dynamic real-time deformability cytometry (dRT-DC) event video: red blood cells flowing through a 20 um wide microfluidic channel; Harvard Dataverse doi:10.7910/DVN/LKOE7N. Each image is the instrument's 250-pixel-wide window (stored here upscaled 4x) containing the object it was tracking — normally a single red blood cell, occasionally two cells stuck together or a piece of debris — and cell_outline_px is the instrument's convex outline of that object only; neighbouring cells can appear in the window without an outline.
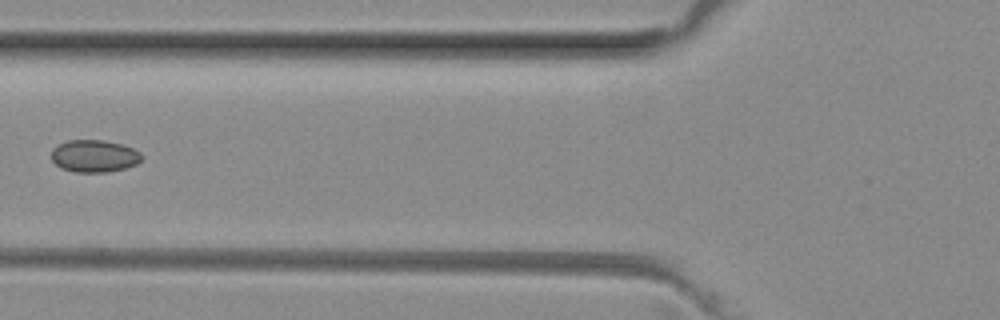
{"species": "common noctule bat (a hibernating species)", "species_latin": "Nyctalus noctula", "temperature_condition": "room temperature", "stored_images_in_passage": 3, "camera_frame_rate_fps": 3000, "um_per_image_px": 0.085, "animal": {"sex": "female", "body_mass_g": 29.2, "forearm_length_mm": 56.3}, "frame": {"image": 1, "passage_image": 2, "time_ms": 0.333, "image_size_px": [1000, 320], "cell_outline_px": [[144, 156], [136, 164], [124, 168], [108, 172], [76, 172], [60, 168], [52, 160], [52, 148], [56, 144], [68, 140], [104, 140], [120, 144], [132, 148], [140, 152]], "centroid_in_image_um": [7.99, 13.26], "position_along_channel_um": 117.8, "area_um2": 17.05}}
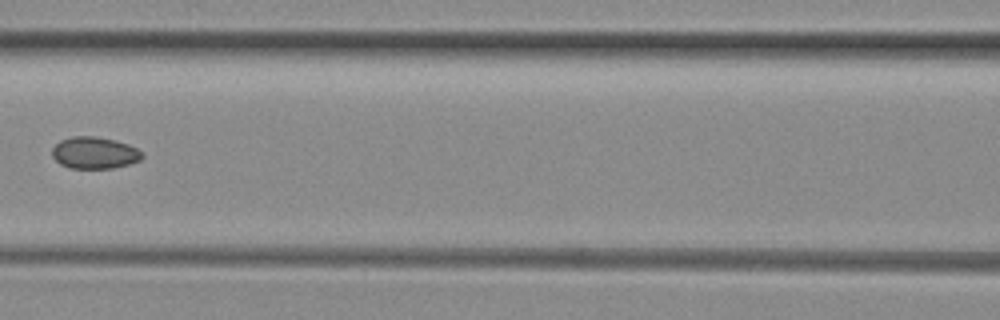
{"frame": {"image": 2, "passage_image": 3, "time_ms": 0.667, "image_size_px": [1000, 320], "cell_outline_px": [[144, 156], [140, 160], [128, 164], [112, 168], [68, 168], [60, 164], [52, 156], [52, 148], [60, 140], [72, 136], [96, 136], [128, 144], [136, 148]], "centroid_in_image_um": [8.0, 12.99], "position_along_channel_um": 158.6, "area_um2": 16.59}}